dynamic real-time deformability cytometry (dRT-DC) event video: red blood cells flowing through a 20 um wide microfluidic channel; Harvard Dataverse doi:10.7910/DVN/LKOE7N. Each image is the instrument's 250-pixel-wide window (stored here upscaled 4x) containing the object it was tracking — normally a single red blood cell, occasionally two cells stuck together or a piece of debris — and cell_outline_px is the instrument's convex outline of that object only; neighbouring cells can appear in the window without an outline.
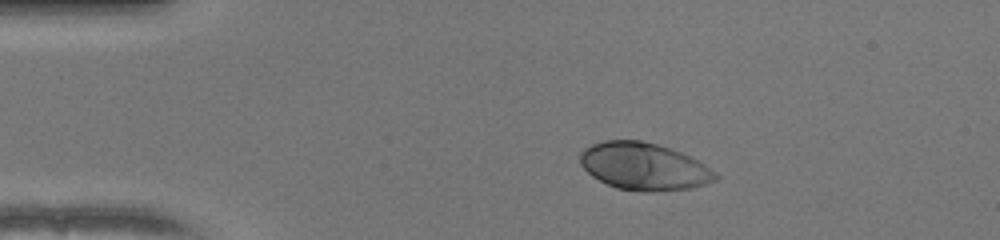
{"species": "human", "species_latin": "Homo sapiens", "temperature_condition": "warm", "stored_images_in_passage": 43, "camera_frame_rate_fps": 3000, "um_per_image_px": 0.085, "donor": {"sex": "female"}, "frame": {"image": 1, "passage_image": 1, "time_ms": 0.0, "image_size_px": [1000, 240], "cell_outline_px": [[720, 176], [716, 180], [692, 188], [644, 192], [640, 192], [616, 188], [592, 176], [580, 164], [580, 152], [584, 148], [592, 144], [604, 140], [640, 140], [656, 144], [680, 152], [704, 164], [716, 172]], "centroid_in_image_um": [54.72, 14.15], "position_along_channel_um": 30.3, "area_um2": 37.17}}
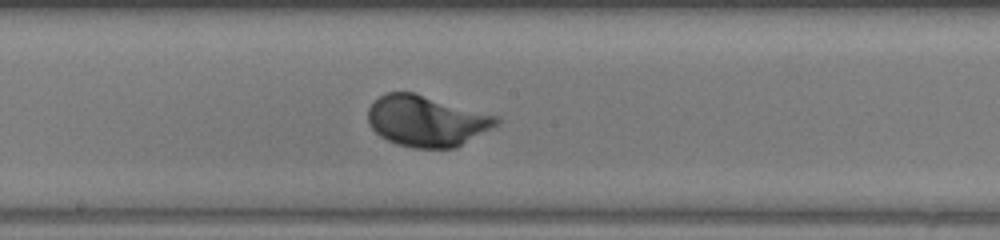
{"frame": {"image": 2, "passage_image": 19, "time_ms": 6.0, "image_size_px": [1000, 240], "cell_outline_px": [[500, 120], [496, 124], [456, 148], [416, 148], [396, 144], [380, 136], [368, 124], [368, 108], [380, 96], [388, 92], [416, 92], [500, 116]], "centroid_in_image_um": [36.25, 10.26], "position_along_channel_um": 211.9, "area_um2": 38.15}}
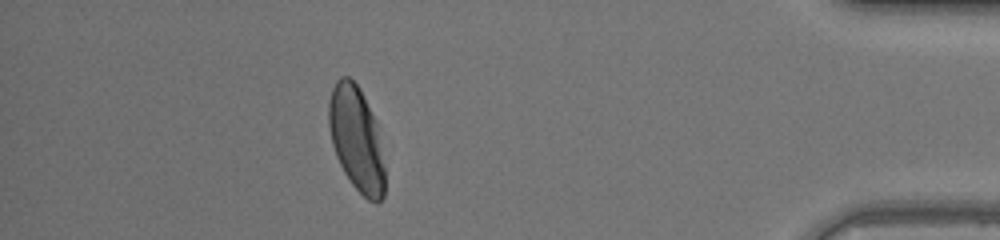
{"frame": {"image": 3, "passage_image": 37, "time_ms": 12.0, "image_size_px": [1000, 240], "cell_outline_px": [[384, 196], [376, 204], [368, 200], [352, 184], [344, 172], [336, 156], [332, 144], [328, 124], [328, 104], [332, 88], [336, 80], [340, 76], [348, 76], [360, 88], [376, 120], [384, 168]], "centroid_in_image_um": [30.28, 11.79], "position_along_channel_um": 404.9, "area_um2": 34.1}, "authors_computed_cell_mechanics": {"area_um2": 36.8764, "velocity_mm_per_s": 4.0176, "shape_relaxation_time_tau1_ms": 1.6275, "shape_relaxation_time_tau2_ms": null, "deformation_change_tau1": 0.1438, "deformation_change_tau2": null}}